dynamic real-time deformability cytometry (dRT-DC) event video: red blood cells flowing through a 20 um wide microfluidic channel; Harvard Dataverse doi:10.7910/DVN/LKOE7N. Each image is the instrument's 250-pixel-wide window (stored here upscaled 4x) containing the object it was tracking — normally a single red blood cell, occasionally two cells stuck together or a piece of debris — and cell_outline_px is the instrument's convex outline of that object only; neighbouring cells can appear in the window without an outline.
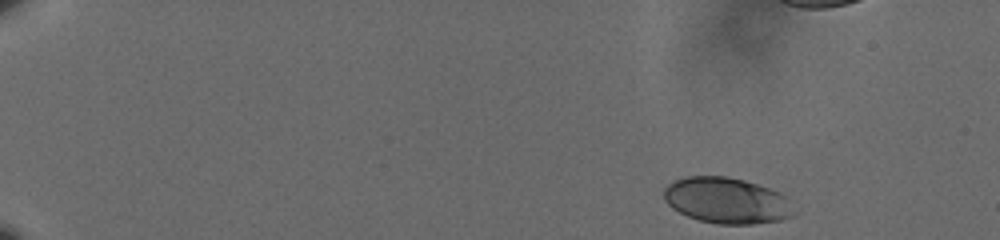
{"species": "human", "species_latin": "Homo sapiens", "temperature_condition": "cold", "stored_images_in_passage": 48, "camera_frame_rate_fps": 3000, "um_per_image_px": 0.085, "donor": {"sex": "male"}, "frame": {"image": 1, "passage_image": 1, "time_ms": 0.0, "image_size_px": [1000, 240], "cell_outline_px": [[792, 216], [780, 220], [752, 224], [716, 224], [700, 220], [688, 216], [672, 208], [664, 200], [664, 188], [668, 184], [676, 180], [688, 176], [724, 176], [744, 180], [768, 188], [784, 196]], "centroid_in_image_um": [61.68, 17.04], "position_along_channel_um": 23.3, "area_um2": 34.1}}
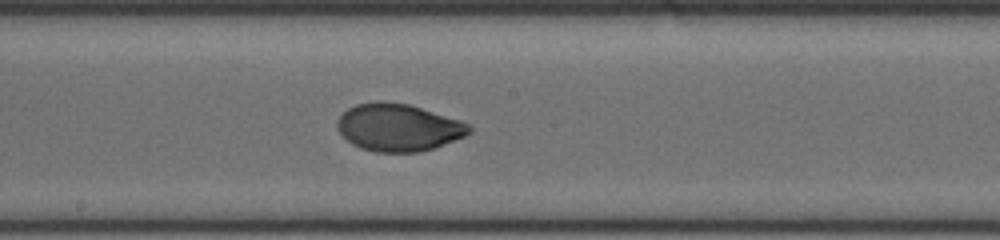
{"frame": {"image": 2, "passage_image": 29, "time_ms": 9.333, "image_size_px": [1000, 240], "cell_outline_px": [[472, 132], [464, 136], [436, 148], [420, 152], [376, 152], [360, 148], [352, 144], [336, 128], [336, 120], [348, 108], [356, 104], [376, 100], [384, 100], [408, 104], [460, 120], [472, 124]], "centroid_in_image_um": [33.87, 10.83], "position_along_channel_um": 214.3, "area_um2": 36.76}}
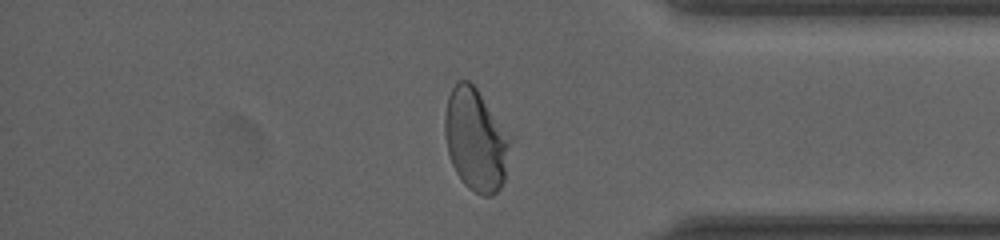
{"frame": {"image": 3, "passage_image": 45, "time_ms": 14.667, "image_size_px": [1000, 240], "cell_outline_px": [[512, 140], [504, 180], [500, 188], [492, 196], [484, 196], [468, 188], [464, 184], [456, 172], [452, 164], [448, 152], [444, 132], [444, 116], [448, 96], [452, 88], [460, 80], [468, 80], [476, 88]], "centroid_in_image_um": [40.43, 11.91], "position_along_channel_um": 394.8, "area_um2": 38.67}}